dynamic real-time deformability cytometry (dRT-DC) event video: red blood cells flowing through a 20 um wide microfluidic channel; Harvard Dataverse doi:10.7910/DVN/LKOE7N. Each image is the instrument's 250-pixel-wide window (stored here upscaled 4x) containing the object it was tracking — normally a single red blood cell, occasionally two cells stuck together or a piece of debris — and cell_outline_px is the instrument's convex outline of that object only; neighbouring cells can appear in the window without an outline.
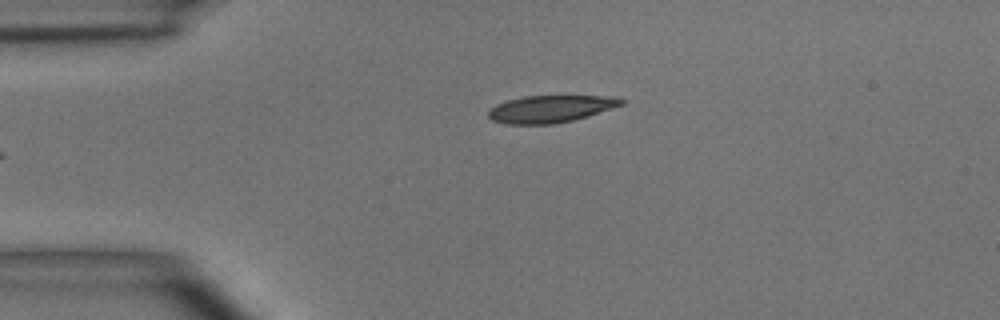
{"species": "common noctule bat (a hibernating species)", "species_latin": "Nyctalus noctula", "temperature_condition": "room temperature", "stored_images_in_passage": 5, "camera_frame_rate_fps": 3000, "um_per_image_px": 0.085, "animal": {"sex": "male", "body_mass_g": 15.6}, "frame": {"image": 1, "passage_image": 4, "time_ms": 4.667, "image_size_px": [1000, 320], "cell_outline_px": [[624, 104], [588, 116], [556, 124], [504, 124], [492, 120], [488, 116], [488, 112], [496, 104], [508, 100], [524, 96], [612, 96], [624, 100]], "centroid_in_image_um": [46.78, 9.26], "position_along_channel_um": 38.2, "area_um2": 20.98}}